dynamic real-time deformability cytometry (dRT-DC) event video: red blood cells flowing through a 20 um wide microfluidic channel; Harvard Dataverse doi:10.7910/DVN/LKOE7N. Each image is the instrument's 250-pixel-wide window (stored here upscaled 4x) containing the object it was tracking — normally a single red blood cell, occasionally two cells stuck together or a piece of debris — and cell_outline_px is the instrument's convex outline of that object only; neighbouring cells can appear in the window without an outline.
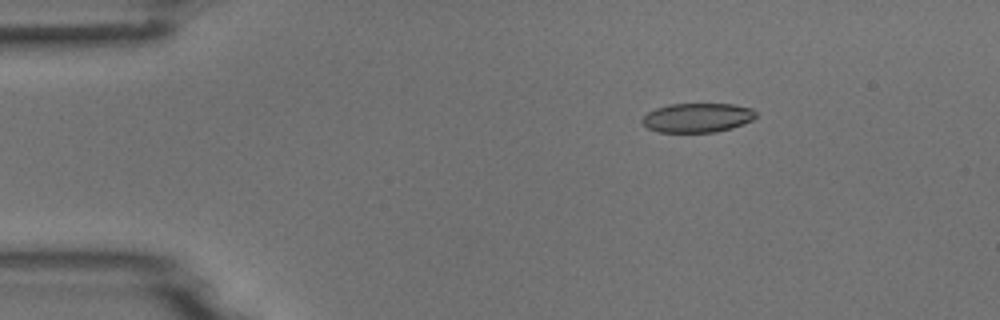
{"species": "common noctule bat (a hibernating species)", "species_latin": "Nyctalus noctula", "temperature_condition": "room temperature", "stored_images_in_passage": 4, "camera_frame_rate_fps": 3000, "um_per_image_px": 0.085, "animal": {"sex": "male", "body_mass_g": 18.8}, "frame": {"image": 1, "passage_image": 2, "time_ms": 0.333, "image_size_px": [1000, 320], "cell_outline_px": [[756, 116], [752, 120], [744, 124], [732, 128], [716, 132], [660, 132], [648, 128], [640, 120], [648, 112], [656, 108], [668, 104], [736, 104], [752, 108], [756, 112]], "centroid_in_image_um": [59.3, 10.0], "position_along_channel_um": 25.7, "area_um2": 19.48}}